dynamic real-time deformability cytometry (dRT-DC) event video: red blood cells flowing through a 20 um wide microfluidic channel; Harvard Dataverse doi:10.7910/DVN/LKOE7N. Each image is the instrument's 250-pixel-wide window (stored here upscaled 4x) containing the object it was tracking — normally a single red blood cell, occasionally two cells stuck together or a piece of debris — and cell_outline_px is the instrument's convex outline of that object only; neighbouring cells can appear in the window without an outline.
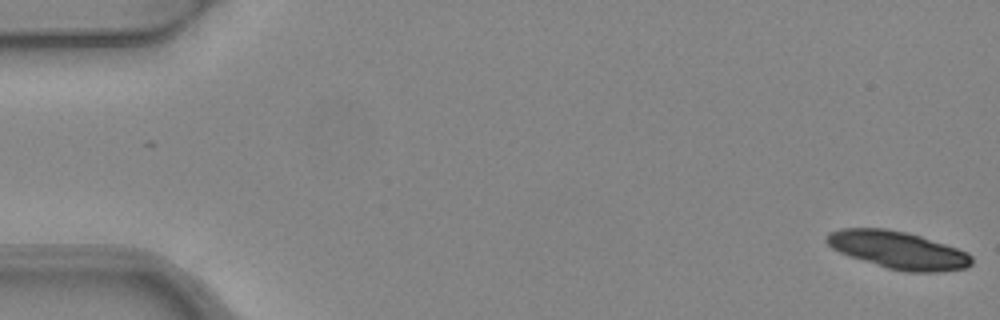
{"species": "common noctule bat (a hibernating species)", "species_latin": "Nyctalus noctula", "temperature_condition": "warm", "stored_images_in_passage": 7, "camera_frame_rate_fps": 3000, "um_per_image_px": 0.085, "animal": {"sex": "female", "body_mass_g": 24.6, "forearm_length_mm": 56.2}, "frame": {"image": 1, "passage_image": 1, "time_ms": 0.0, "image_size_px": [1000, 320], "cell_outline_px": [[972, 264], [968, 268], [940, 272], [908, 272], [888, 268], [840, 252], [832, 248], [824, 240], [824, 236], [828, 232], [840, 228], [888, 228], [908, 232], [968, 252], [972, 256]], "centroid_in_image_um": [76.34, 21.24], "position_along_channel_um": 8.7, "area_um2": 31.67}}
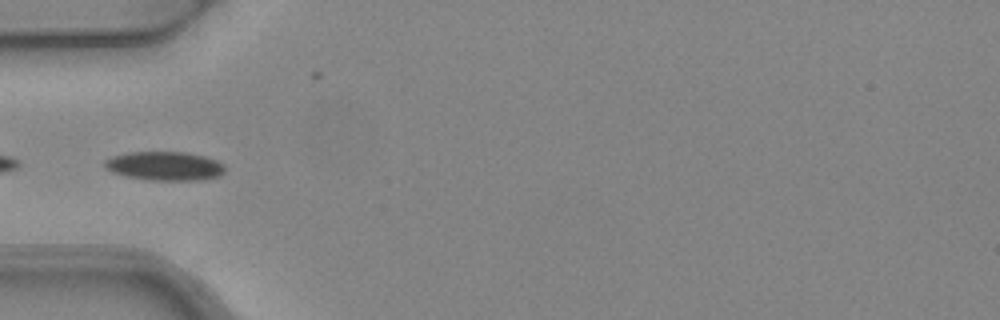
{"frame": {"image": 2, "passage_image": 6, "time_ms": 1.667, "image_size_px": [1000, 320], "cell_outline_px": [[224, 172], [220, 176], [204, 180], [144, 180], [124, 176], [112, 172], [104, 168], [104, 160], [112, 156], [128, 152], [188, 152], [204, 156], [216, 160], [224, 164]], "centroid_in_image_um": [13.98, 14.11], "position_along_channel_um": 71.0, "area_um2": 20.58}}